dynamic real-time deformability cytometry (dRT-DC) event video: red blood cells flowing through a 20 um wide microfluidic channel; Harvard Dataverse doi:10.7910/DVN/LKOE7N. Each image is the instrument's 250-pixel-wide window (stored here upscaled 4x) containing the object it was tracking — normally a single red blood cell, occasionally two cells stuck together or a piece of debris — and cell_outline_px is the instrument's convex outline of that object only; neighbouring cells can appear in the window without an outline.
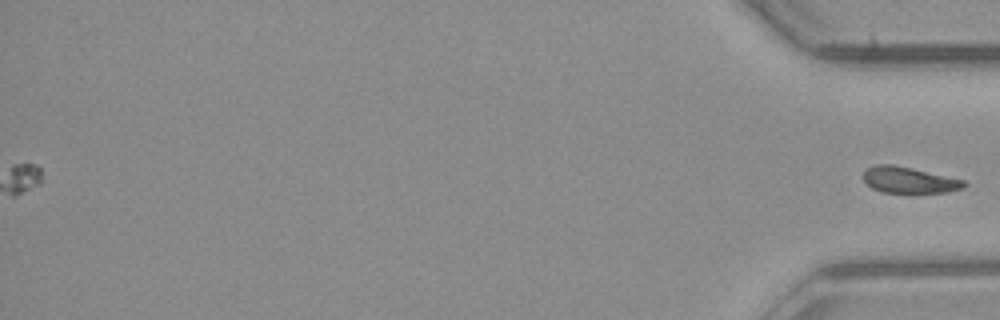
{"species": "common noctule bat (a hibernating species)", "species_latin": "Nyctalus noctula", "temperature_condition": "room temperature", "stored_images_in_passage": 53, "camera_frame_rate_fps": 3000, "um_per_image_px": 0.085, "animal": {"sex": "male", "body_mass_g": 23.1, "forearm_length_mm": 52.7}, "frame": {"image": 1, "passage_image": 53, "time_ms": 17.333, "image_size_px": [1000, 320], "cell_outline_px": [[968, 184], [964, 188], [948, 192], [880, 192], [872, 188], [864, 180], [864, 168], [876, 164], [892, 164], [964, 180]], "centroid_in_image_um": [77.25, 15.3], "position_along_channel_um": 357.9, "area_um2": 15.2}}